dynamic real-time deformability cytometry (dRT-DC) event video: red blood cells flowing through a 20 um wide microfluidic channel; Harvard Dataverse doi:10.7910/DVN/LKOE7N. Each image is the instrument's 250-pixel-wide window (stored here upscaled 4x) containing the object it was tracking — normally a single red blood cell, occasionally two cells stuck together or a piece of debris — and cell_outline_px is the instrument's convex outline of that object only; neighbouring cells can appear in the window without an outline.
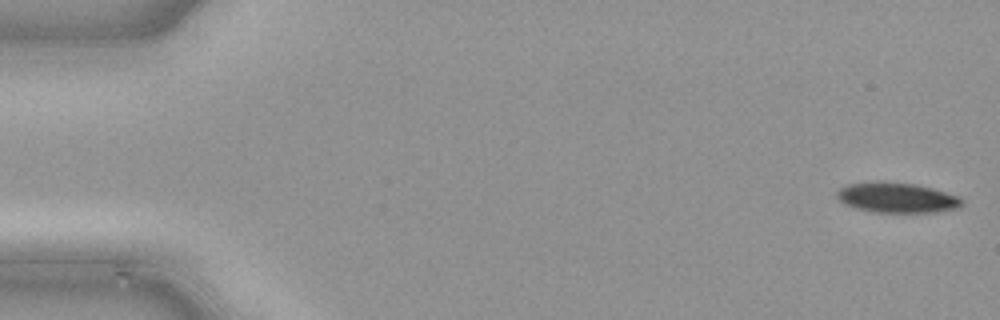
{"species": "common noctule bat (a hibernating species)", "species_latin": "Nyctalus noctula", "temperature_condition": "cold", "stored_images_in_passage": 48, "camera_frame_rate_fps": 3000, "um_per_image_px": 0.085, "animal": {"sex": "male", "body_mass_g": 21.5, "forearm_length_mm": 52.0}, "frame": {"image": 1, "passage_image": 1, "time_ms": 0.0, "image_size_px": [1000, 320], "cell_outline_px": [[964, 204], [956, 208], [936, 212], [876, 212], [856, 208], [840, 200], [836, 196], [836, 192], [840, 188], [848, 184], [876, 180], [880, 180], [916, 184], [932, 188], [960, 196], [964, 200]], "centroid_in_image_um": [76.26, 16.78], "position_along_channel_um": 8.7, "area_um2": 22.14}}
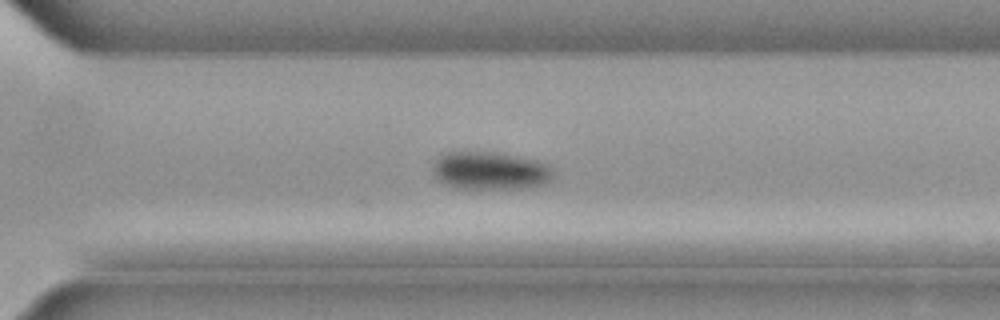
{"frame": {"image": 2, "passage_image": 34, "time_ms": 11.0, "image_size_px": [1000, 320], "cell_outline_px": [[552, 180], [544, 184], [520, 188], [452, 188], [444, 184], [432, 172], [432, 164], [440, 156], [448, 152], [496, 152], [536, 160], [552, 168]], "centroid_in_image_um": [41.63, 14.51], "position_along_channel_um": 329.0, "area_um2": 26.41}}
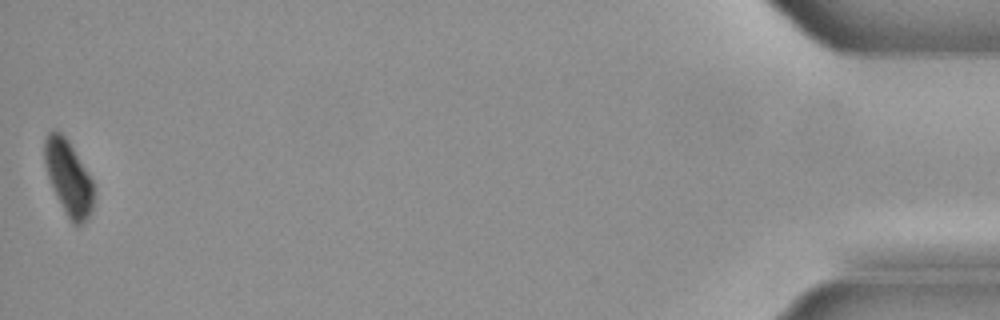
{"frame": {"image": 3, "passage_image": 48, "time_ms": 15.667, "image_size_px": [1000, 320], "cell_outline_px": [[92, 212], [88, 220], [76, 228], [72, 224], [56, 196], [52, 188], [48, 176], [44, 160], [44, 140], [48, 132], [52, 128], [60, 132], [68, 140], [92, 180]], "centroid_in_image_um": [5.8, 15.12], "position_along_channel_um": 429.4, "area_um2": 21.33}}